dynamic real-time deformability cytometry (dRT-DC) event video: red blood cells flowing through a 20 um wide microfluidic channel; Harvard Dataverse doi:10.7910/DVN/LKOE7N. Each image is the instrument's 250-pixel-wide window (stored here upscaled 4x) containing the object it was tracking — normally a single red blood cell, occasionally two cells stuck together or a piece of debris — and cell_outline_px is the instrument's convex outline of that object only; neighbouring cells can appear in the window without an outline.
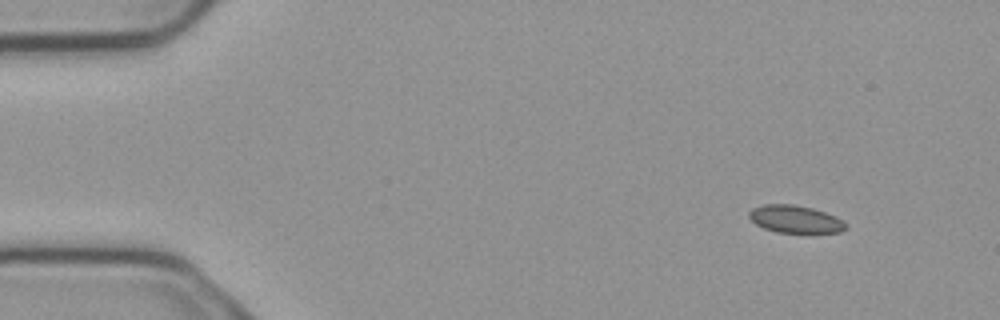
{"species": "common noctule bat (a hibernating species)", "species_latin": "Nyctalus noctula", "temperature_condition": "cold", "stored_images_in_passage": 4, "camera_frame_rate_fps": 3000, "um_per_image_px": 0.085, "animal": {"sex": "male", "body_mass_g": 23.1, "forearm_length_mm": 52.7}, "frame": {"image": 1, "passage_image": 1, "time_ms": 0.0, "image_size_px": [1000, 320], "cell_outline_px": [[848, 228], [840, 232], [776, 232], [764, 228], [756, 224], [748, 216], [748, 212], [752, 208], [764, 204], [792, 204], [812, 208], [836, 216], [844, 220], [848, 224]], "centroid_in_image_um": [67.62, 18.62], "position_along_channel_um": 17.4, "area_um2": 15.55}}
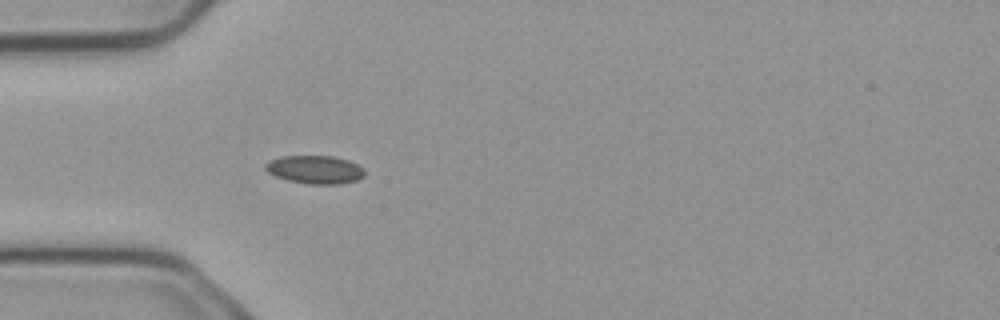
{"frame": {"image": 2, "passage_image": 4, "time_ms": 1.0, "image_size_px": [1000, 320], "cell_outline_px": [[364, 176], [356, 180], [340, 184], [308, 184], [288, 180], [276, 176], [268, 172], [264, 168], [264, 164], [272, 160], [284, 156], [332, 156], [348, 160], [364, 168]], "centroid_in_image_um": [26.78, 14.42], "position_along_channel_um": 58.2, "area_um2": 16.18}}